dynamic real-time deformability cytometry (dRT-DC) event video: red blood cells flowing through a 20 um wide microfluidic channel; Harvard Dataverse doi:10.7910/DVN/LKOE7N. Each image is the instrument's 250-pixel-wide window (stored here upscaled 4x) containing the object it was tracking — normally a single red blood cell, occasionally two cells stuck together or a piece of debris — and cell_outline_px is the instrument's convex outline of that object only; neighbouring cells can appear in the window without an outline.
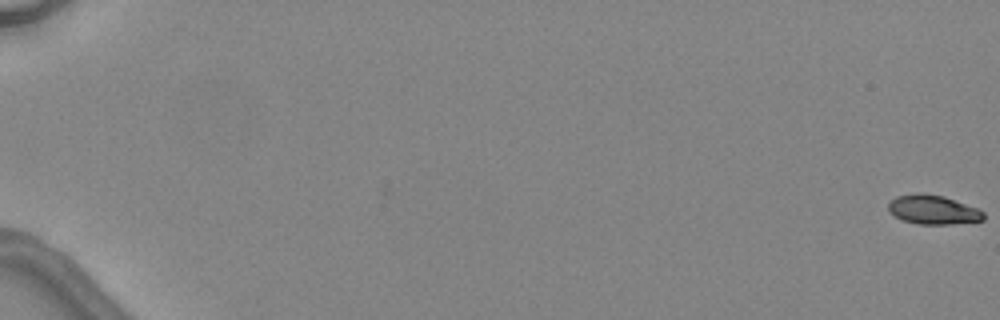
{"species": "common noctule bat (a hibernating species)", "species_latin": "Nyctalus noctula", "temperature_condition": "warm", "stored_images_in_passage": 6, "camera_frame_rate_fps": 3000, "um_per_image_px": 0.085, "animal": {"sex": "female", "body_mass_g": 24.6, "forearm_length_mm": 56.2}, "frame": {"image": 1, "passage_image": 1, "time_ms": 0.0, "image_size_px": [1000, 320], "cell_outline_px": [[984, 220], [952, 224], [920, 224], [904, 220], [896, 216], [888, 208], [888, 204], [896, 196], [920, 192], [944, 196], [976, 208], [984, 212]], "centroid_in_image_um": [79.32, 17.82], "position_along_channel_um": 5.7, "area_um2": 15.95}}